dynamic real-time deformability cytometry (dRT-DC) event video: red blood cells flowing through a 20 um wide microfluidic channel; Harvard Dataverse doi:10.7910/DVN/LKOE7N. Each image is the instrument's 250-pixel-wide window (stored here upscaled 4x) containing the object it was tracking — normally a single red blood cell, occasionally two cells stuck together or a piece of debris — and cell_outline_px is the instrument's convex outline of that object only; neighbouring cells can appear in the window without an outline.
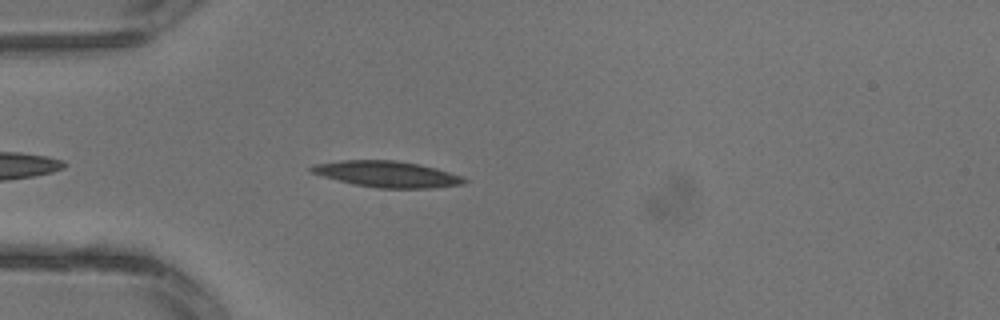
{"species": "common noctule bat (a hibernating species)", "species_latin": "Nyctalus noctula", "temperature_condition": "warm", "stored_images_in_passage": 2, "camera_frame_rate_fps": 3000, "um_per_image_px": 0.085, "animal": {"sex": "male", "body_mass_g": 13.3}, "frame": {"image": 1, "passage_image": 2, "time_ms": 0.333, "image_size_px": [1000, 320], "cell_outline_px": [[468, 180], [464, 184], [432, 188], [380, 188], [352, 184], [324, 176], [312, 172], [308, 168], [312, 164], [340, 160], [396, 160], [436, 168], [464, 176]], "centroid_in_image_um": [32.92, 14.8], "position_along_channel_um": 52.1, "area_um2": 23.29}}